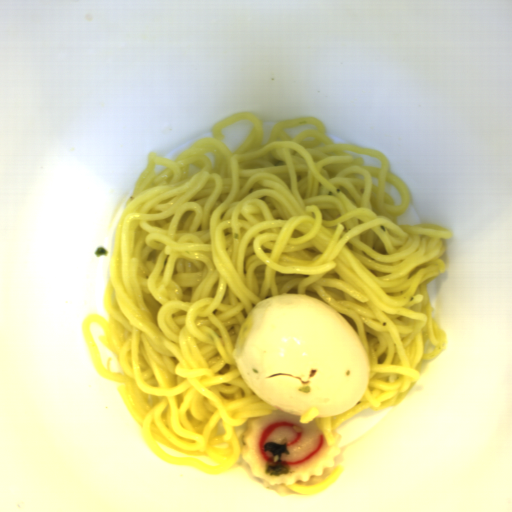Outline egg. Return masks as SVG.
<instances>
[{
    "mask_svg": "<svg viewBox=\"0 0 512 512\" xmlns=\"http://www.w3.org/2000/svg\"><path fill=\"white\" fill-rule=\"evenodd\" d=\"M234 362L254 394L297 417L350 411L365 397L372 371L351 324L329 304L294 293L254 304L237 331Z\"/></svg>",
    "mask_w": 512,
    "mask_h": 512,
    "instance_id": "d2b9013d",
    "label": "egg"
}]
</instances>
